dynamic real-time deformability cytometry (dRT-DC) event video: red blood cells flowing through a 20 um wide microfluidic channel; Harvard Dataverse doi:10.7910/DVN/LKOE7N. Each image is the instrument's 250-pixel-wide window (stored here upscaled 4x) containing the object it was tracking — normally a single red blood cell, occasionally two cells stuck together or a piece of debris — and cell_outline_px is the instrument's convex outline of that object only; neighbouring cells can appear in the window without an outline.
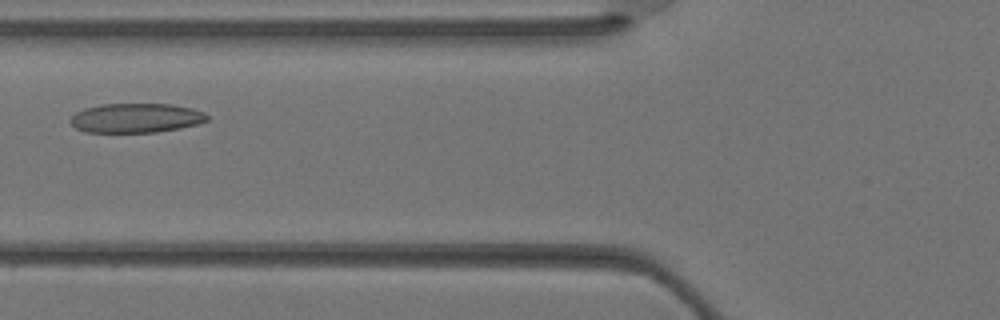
{"species": "Egyptian fruit bat (a non-hibernating species)", "species_latin": "Rousettus aegyptiacus", "temperature_condition": "warm", "stored_images_in_passage": 30, "camera_frame_rate_fps": 3000, "um_per_image_px": 0.085, "animal": {"sex": "female"}, "frame": {"image": 1, "passage_image": 8, "time_ms": 2.333, "image_size_px": [1000, 320], "cell_outline_px": [[208, 120], [196, 124], [180, 128], [156, 132], [84, 132], [76, 128], [68, 120], [76, 112], [84, 108], [100, 104], [172, 104], [192, 108], [204, 112], [208, 116]], "centroid_in_image_um": [11.54, 10.02], "position_along_channel_um": 114.3, "area_um2": 23.47}}
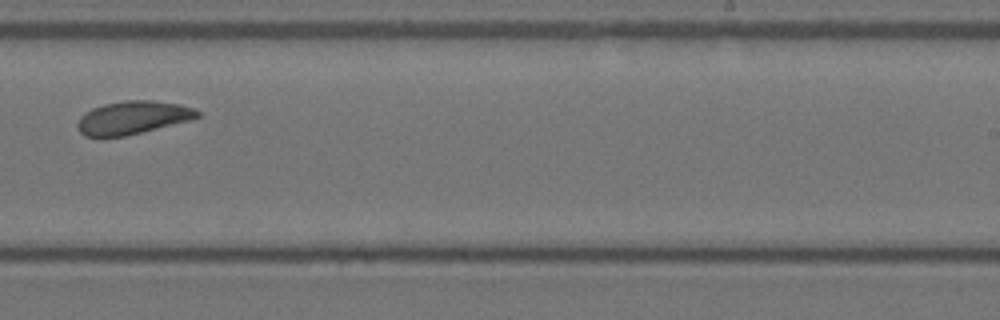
{"frame": {"image": 2, "passage_image": 17, "time_ms": 5.333, "image_size_px": [1000, 320], "cell_outline_px": [[200, 116], [192, 120], [124, 136], [84, 136], [76, 128], [76, 124], [80, 116], [84, 112], [92, 108], [104, 104], [124, 100], [148, 100], [180, 104], [192, 108], [200, 112]], "centroid_in_image_um": [11.26, 9.99], "position_along_channel_um": 277.7, "area_um2": 23.12}}
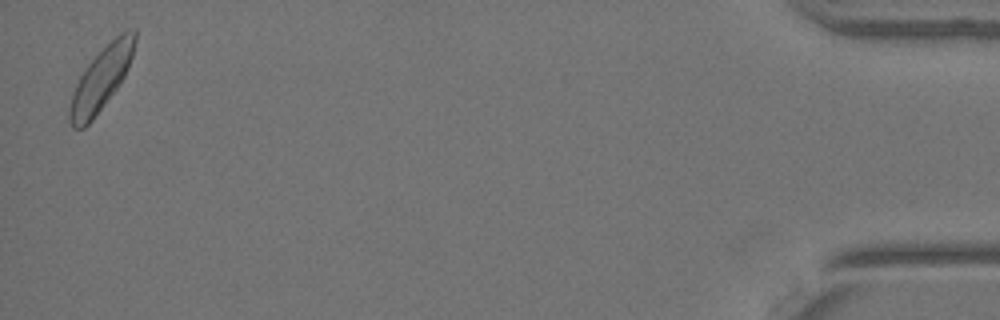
{"frame": {"image": 3, "passage_image": 30, "time_ms": 9.667, "image_size_px": [1000, 320], "cell_outline_px": [[136, 40], [132, 56], [128, 68], [120, 84], [92, 120], [84, 128], [72, 128], [68, 120], [68, 108], [76, 84], [80, 76], [88, 64], [120, 32], [128, 28], [136, 28]], "centroid_in_image_um": [8.6, 6.71], "position_along_channel_um": 426.6, "area_um2": 23.7}}